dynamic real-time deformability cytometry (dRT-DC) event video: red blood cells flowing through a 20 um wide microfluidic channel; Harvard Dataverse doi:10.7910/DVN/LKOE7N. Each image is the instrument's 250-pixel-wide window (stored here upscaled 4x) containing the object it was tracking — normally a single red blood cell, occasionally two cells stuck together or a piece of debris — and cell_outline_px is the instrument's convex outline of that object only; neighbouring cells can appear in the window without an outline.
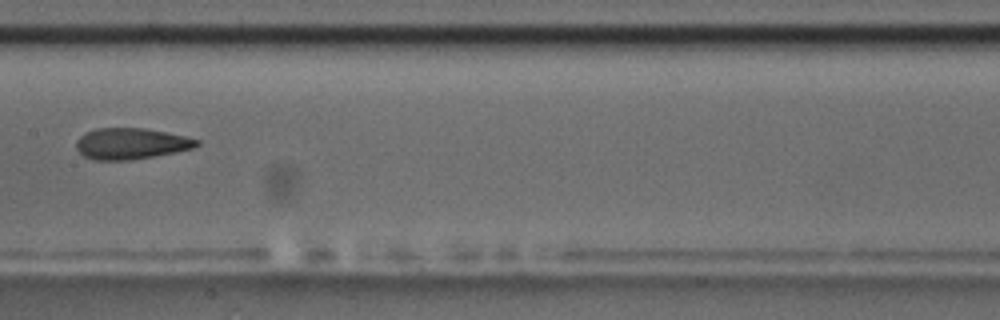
{"species": "common noctule bat (a hibernating species)", "species_latin": "Nyctalus noctula", "temperature_condition": "room temperature", "stored_images_in_passage": 5, "camera_frame_rate_fps": 3000, "um_per_image_px": 0.085, "animal": {"sex": "male", "body_mass_g": 17.5, "forearm_length_mm": 52.3}, "frame": {"image": 1, "passage_image": 5, "time_ms": 4.667, "image_size_px": [1000, 320], "cell_outline_px": [[200, 144], [192, 148], [176, 152], [128, 160], [96, 160], [84, 156], [76, 148], [76, 140], [84, 132], [96, 128], [144, 128], [184, 136], [200, 140]], "centroid_in_image_um": [11.1, 12.2], "position_along_channel_um": 196.3, "area_um2": 21.73}}